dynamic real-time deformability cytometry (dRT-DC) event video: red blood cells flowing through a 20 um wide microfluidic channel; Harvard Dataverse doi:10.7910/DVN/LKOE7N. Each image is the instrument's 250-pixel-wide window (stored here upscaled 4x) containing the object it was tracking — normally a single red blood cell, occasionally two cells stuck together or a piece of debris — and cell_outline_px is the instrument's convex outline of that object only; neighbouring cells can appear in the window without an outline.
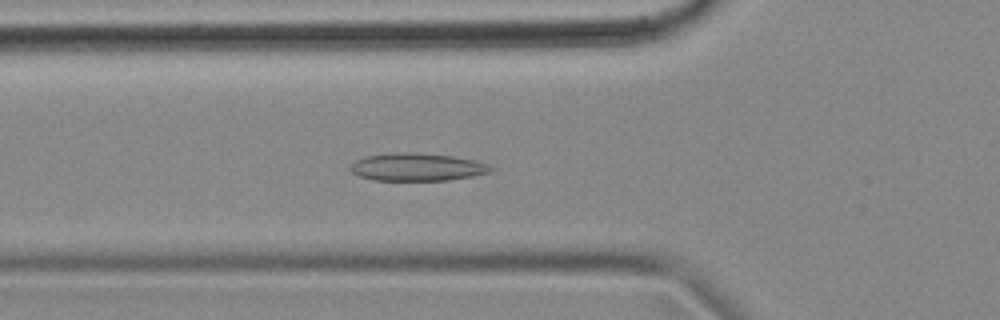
{"species": "common noctule bat (a hibernating species)", "species_latin": "Nyctalus noctula", "temperature_condition": "cold", "stored_images_in_passage": 55, "camera_frame_rate_fps": 3000, "um_per_image_px": 0.085, "animal": {"sex": "female", "body_mass_g": 18.4}, "frame": {"image": 1, "passage_image": 19, "time_ms": 6.0, "image_size_px": [1000, 320], "cell_outline_px": [[496, 168], [492, 172], [472, 176], [448, 180], [372, 180], [360, 176], [352, 172], [348, 168], [356, 160], [364, 156], [396, 152], [416, 152], [452, 156], [472, 160], [488, 164]], "centroid_in_image_um": [35.45, 14.19], "position_along_channel_um": 90.3, "area_um2": 22.77}}
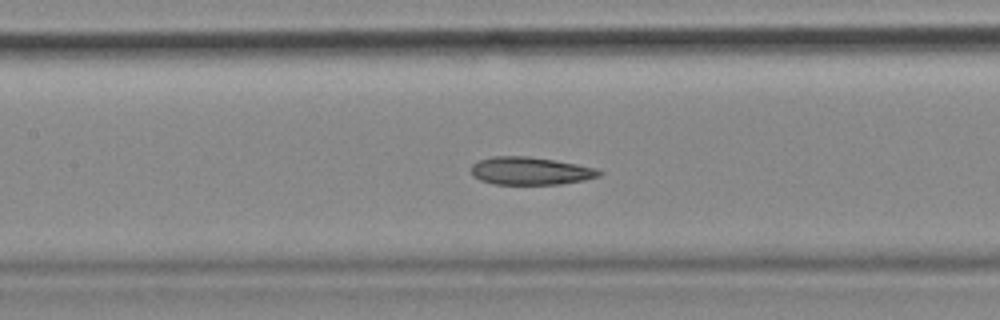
{"frame": {"image": 2, "passage_image": 25, "time_ms": 8.0, "image_size_px": [1000, 320], "cell_outline_px": [[604, 172], [600, 176], [584, 180], [560, 184], [492, 184], [480, 180], [472, 176], [472, 164], [480, 160], [492, 156], [528, 156], [576, 164], [596, 168]], "centroid_in_image_um": [45.08, 14.53], "position_along_channel_um": 162.3, "area_um2": 20.69}}
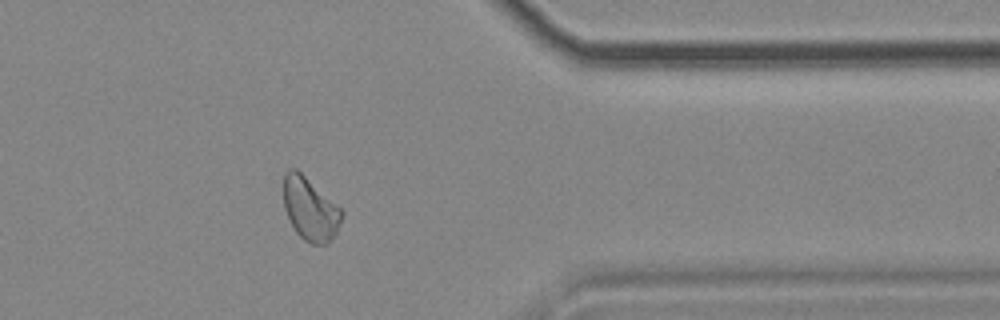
{"frame": {"image": 3, "passage_image": 45, "time_ms": 14.667, "image_size_px": [1000, 320], "cell_outline_px": [[344, 212], [336, 232], [332, 240], [328, 244], [312, 244], [304, 240], [296, 232], [284, 208], [284, 176], [288, 168], [296, 168], [340, 208]], "centroid_in_image_um": [26.36, 17.78], "position_along_channel_um": 385.0, "area_um2": 21.04}, "authors_computed_cell_mechanics": {"area_um2": 21.8484, "velocity_mm_per_s": 3.5881, "shape_relaxation_time_tau1_ms": 10.0836, "shape_relaxation_time_tau2_ms": 4.083, "deformation_change_tau1": 0.1736, "deformation_change_tau2": 0.0953}}